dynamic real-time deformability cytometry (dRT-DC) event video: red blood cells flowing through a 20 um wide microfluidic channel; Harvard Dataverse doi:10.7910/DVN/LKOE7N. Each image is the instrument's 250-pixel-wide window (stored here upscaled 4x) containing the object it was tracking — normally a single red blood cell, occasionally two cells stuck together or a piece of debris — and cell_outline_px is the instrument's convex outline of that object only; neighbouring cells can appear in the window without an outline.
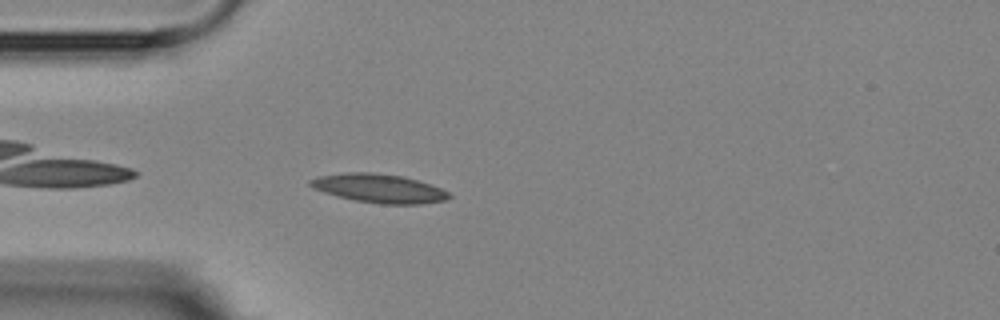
{"species": "Egyptian fruit bat (a non-hibernating species)", "species_latin": "Rousettus aegyptiacus", "temperature_condition": "room temperature", "stored_images_in_passage": 5, "camera_frame_rate_fps": 3000, "um_per_image_px": 0.085, "animal": {"sex": "female"}, "frame": {"image": 1, "passage_image": 5, "time_ms": 4.667, "image_size_px": [1000, 320], "cell_outline_px": [[452, 196], [444, 200], [420, 204], [380, 204], [356, 200], [324, 192], [312, 188], [308, 184], [308, 180], [320, 176], [344, 172], [372, 172], [404, 176], [440, 188], [448, 192]], "centroid_in_image_um": [32.19, 16.0], "position_along_channel_um": 52.8, "area_um2": 23.06}}